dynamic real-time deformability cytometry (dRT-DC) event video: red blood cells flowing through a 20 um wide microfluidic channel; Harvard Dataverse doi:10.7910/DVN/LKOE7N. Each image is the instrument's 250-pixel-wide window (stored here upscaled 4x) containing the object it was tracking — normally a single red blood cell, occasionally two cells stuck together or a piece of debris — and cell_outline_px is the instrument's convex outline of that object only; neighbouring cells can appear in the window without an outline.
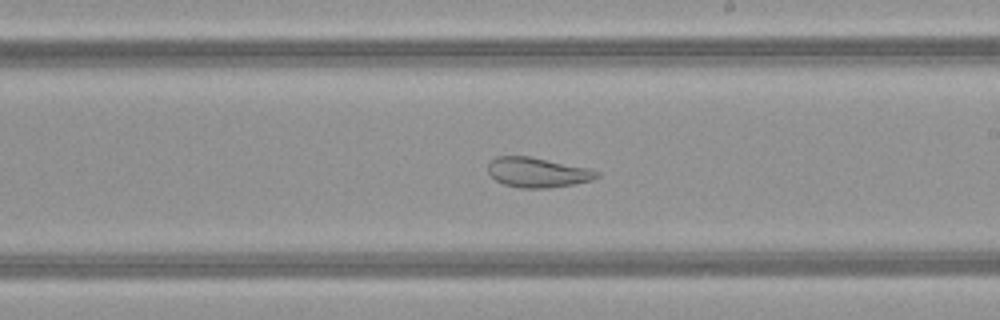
{"species": "common noctule bat (a hibernating species)", "species_latin": "Nyctalus noctula", "temperature_condition": "warm", "stored_images_in_passage": 50, "camera_frame_rate_fps": 3000, "um_per_image_px": 0.085, "animal": {"sex": "female", "body_mass_g": 21.9}, "frame": {"image": 1, "passage_image": 29, "time_ms": 9.333, "image_size_px": [1000, 320], "cell_outline_px": [[600, 176], [592, 180], [572, 184], [544, 188], [520, 188], [504, 184], [496, 180], [488, 172], [488, 164], [496, 156], [528, 156], [588, 168], [600, 172]], "centroid_in_image_um": [45.68, 14.65], "position_along_channel_um": 243.3, "area_um2": 18.73}}
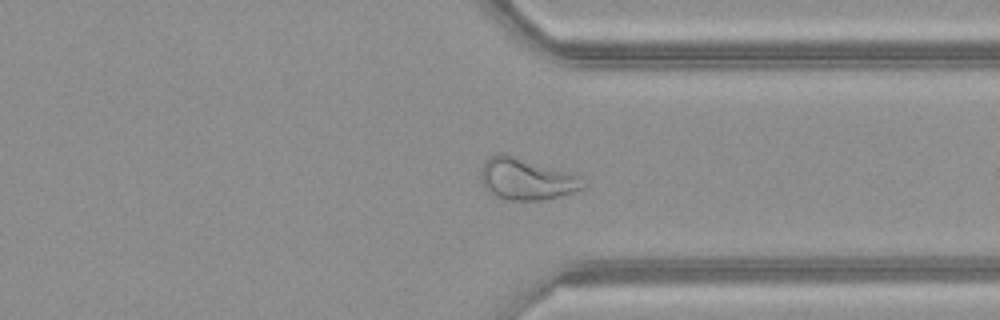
{"frame": {"image": 2, "passage_image": 38, "time_ms": 12.333, "image_size_px": [1000, 320], "cell_outline_px": [[588, 184], [584, 188], [560, 196], [540, 200], [508, 200], [492, 196], [484, 188], [480, 180], [480, 172], [484, 164], [492, 156], [500, 152], [568, 172], [580, 176], [588, 180]], "centroid_in_image_um": [44.76, 15.24], "position_along_channel_um": 366.6, "area_um2": 24.85}}
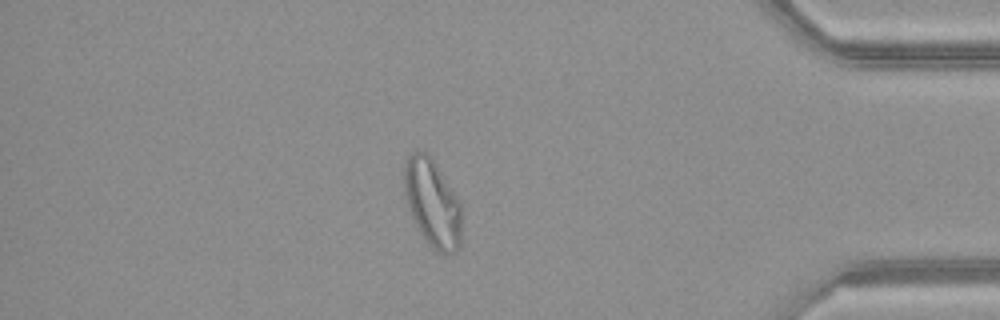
{"frame": {"image": 3, "passage_image": 43, "time_ms": 14.0, "image_size_px": [1000, 320], "cell_outline_px": [[460, 244], [456, 252], [448, 256], [436, 252], [424, 240], [412, 216], [404, 196], [404, 164], [408, 156], [412, 152], [424, 152], [432, 160], [456, 196], [460, 204]], "centroid_in_image_um": [36.73, 17.33], "position_along_channel_um": 398.5, "area_um2": 28.96}, "authors_computed_cell_mechanics": {"area_um2": 29.2468, "velocity_mm_per_s": 4.1327, "shape_relaxation_time_tau1_ms": null, "shape_relaxation_time_tau2_ms": 2.0589, "deformation_change_tau1": null, "deformation_change_tau2": 0.0967}}